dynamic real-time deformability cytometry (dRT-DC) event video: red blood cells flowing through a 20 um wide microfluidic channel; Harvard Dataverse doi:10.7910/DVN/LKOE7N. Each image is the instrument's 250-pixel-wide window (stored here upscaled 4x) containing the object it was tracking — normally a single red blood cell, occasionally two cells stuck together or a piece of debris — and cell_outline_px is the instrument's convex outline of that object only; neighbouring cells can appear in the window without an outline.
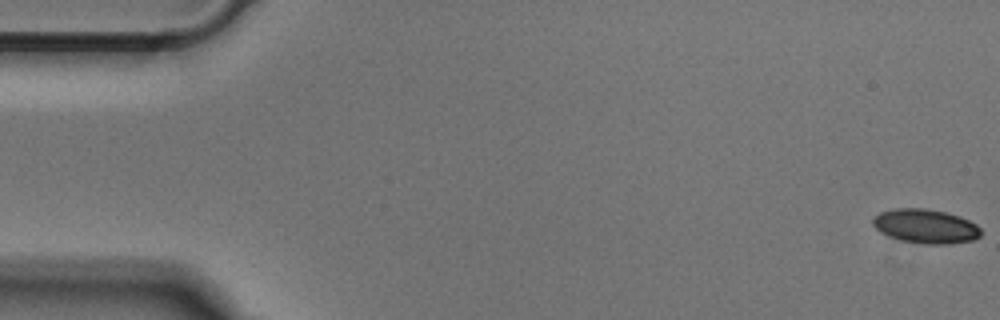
{"species": "Egyptian fruit bat (a non-hibernating species)", "species_latin": "Rousettus aegyptiacus", "temperature_condition": "cold", "stored_images_in_passage": 52, "camera_frame_rate_fps": 3000, "um_per_image_px": 0.085, "animal": {"sex": "male"}, "frame": {"image": 1, "passage_image": 1, "time_ms": 0.0, "image_size_px": [1000, 320], "cell_outline_px": [[980, 236], [972, 240], [944, 244], [924, 244], [900, 240], [880, 232], [872, 224], [872, 216], [880, 212], [892, 208], [924, 208], [944, 212], [960, 216], [976, 224], [980, 228]], "centroid_in_image_um": [78.63, 19.22], "position_along_channel_um": 6.4, "area_um2": 21.5}}
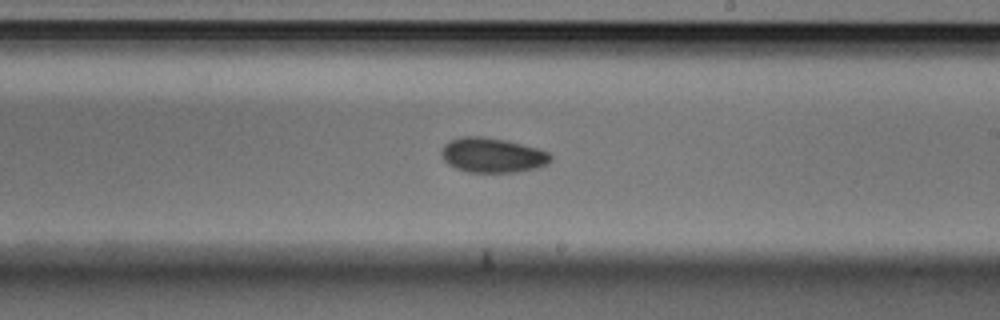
{"frame": {"image": 2, "passage_image": 30, "time_ms": 9.667, "image_size_px": [1000, 320], "cell_outline_px": [[552, 160], [548, 164], [540, 168], [516, 172], [468, 172], [456, 168], [448, 164], [444, 160], [440, 152], [444, 144], [448, 140], [460, 136], [480, 136], [504, 140], [536, 148], [548, 152], [552, 156]], "centroid_in_image_um": [41.85, 13.2], "position_along_channel_um": 247.2, "area_um2": 22.25}}
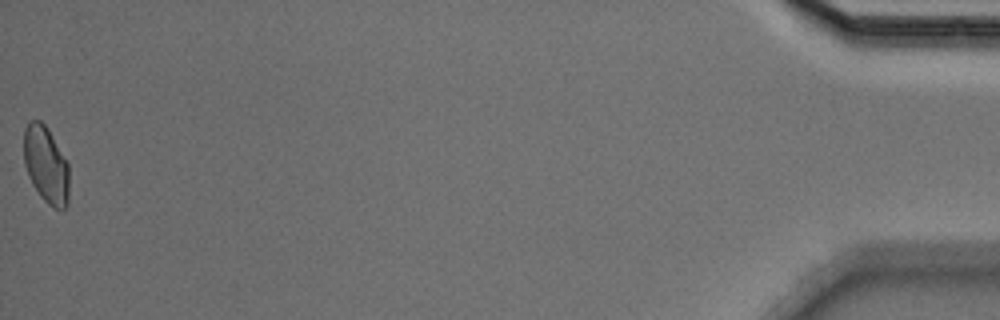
{"frame": {"image": 3, "passage_image": 52, "time_ms": 17.0, "image_size_px": [1000, 320], "cell_outline_px": [[68, 204], [64, 208], [52, 208], [40, 196], [32, 184], [28, 176], [24, 164], [24, 128], [28, 120], [40, 120], [48, 128], [68, 164]], "centroid_in_image_um": [3.89, 13.99], "position_along_channel_um": 431.3, "area_um2": 20.35}}